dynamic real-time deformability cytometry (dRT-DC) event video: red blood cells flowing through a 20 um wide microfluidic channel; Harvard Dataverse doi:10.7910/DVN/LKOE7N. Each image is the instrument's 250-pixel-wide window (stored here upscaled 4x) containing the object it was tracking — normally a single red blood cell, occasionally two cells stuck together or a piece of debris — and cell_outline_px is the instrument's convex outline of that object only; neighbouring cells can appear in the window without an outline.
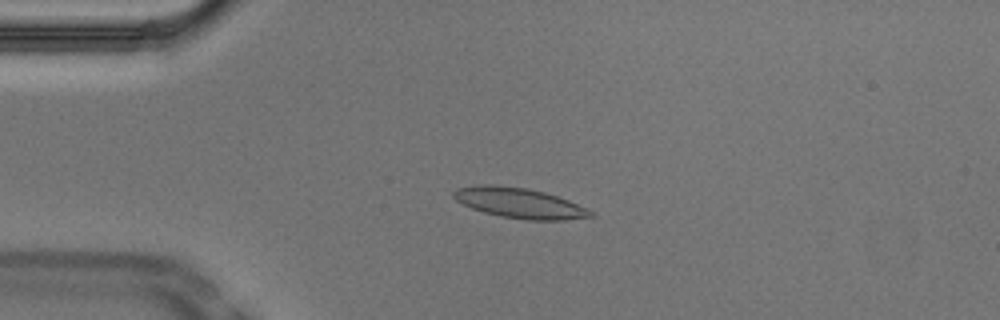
{"species": "Egyptian fruit bat (a non-hibernating species)", "species_latin": "Rousettus aegyptiacus", "temperature_condition": "cold", "stored_images_in_passage": 54, "camera_frame_rate_fps": 3000, "um_per_image_px": 0.085, "animal": {"sex": "male"}, "frame": {"image": 1, "passage_image": 13, "time_ms": 4.0, "image_size_px": [1000, 320], "cell_outline_px": [[596, 216], [564, 220], [528, 220], [500, 216], [484, 212], [472, 208], [456, 200], [452, 196], [452, 192], [456, 188], [480, 184], [488, 184], [524, 188], [544, 192], [568, 200], [588, 208], [596, 212]], "centroid_in_image_um": [44.18, 17.26], "position_along_channel_um": 40.8, "area_um2": 24.16}}
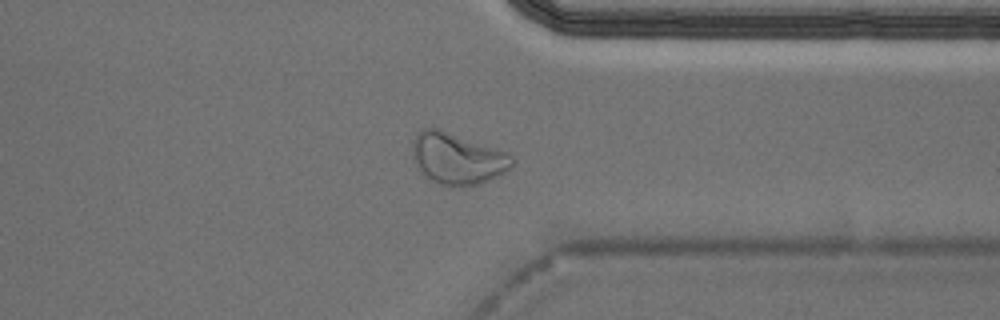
{"frame": {"image": 2, "passage_image": 42, "time_ms": 13.667, "image_size_px": [1000, 320], "cell_outline_px": [[512, 168], [480, 184], [464, 188], [444, 184], [432, 180], [420, 168], [416, 160], [412, 148], [412, 140], [416, 132], [424, 128], [440, 128], [508, 152], [512, 156]], "centroid_in_image_um": [38.91, 13.45], "position_along_channel_um": 372.5, "area_um2": 29.65}}
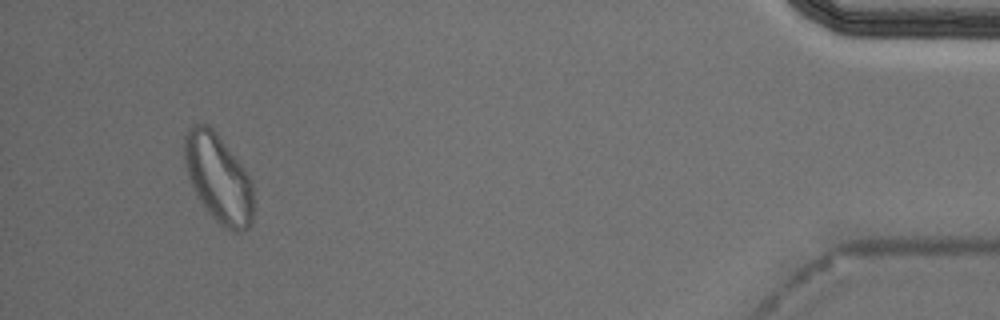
{"frame": {"image": 3, "passage_image": 51, "time_ms": 16.667, "image_size_px": [1000, 320], "cell_outline_px": [[252, 220], [248, 228], [240, 232], [232, 232], [224, 228], [208, 212], [196, 196], [188, 176], [184, 164], [184, 136], [188, 128], [192, 124], [208, 124], [216, 132], [244, 168], [252, 180]], "centroid_in_image_um": [18.54, 15.15], "position_along_channel_um": 416.7, "area_um2": 35.66}, "authors_computed_cell_mechanics": {"area_um2": 23.2934, "velocity_mm_per_s": 3.6978, "shape_relaxation_time_tau1_ms": null, "shape_relaxation_time_tau2_ms": 3.8295, "deformation_change_tau1": null, "deformation_change_tau2": 0.1088}}